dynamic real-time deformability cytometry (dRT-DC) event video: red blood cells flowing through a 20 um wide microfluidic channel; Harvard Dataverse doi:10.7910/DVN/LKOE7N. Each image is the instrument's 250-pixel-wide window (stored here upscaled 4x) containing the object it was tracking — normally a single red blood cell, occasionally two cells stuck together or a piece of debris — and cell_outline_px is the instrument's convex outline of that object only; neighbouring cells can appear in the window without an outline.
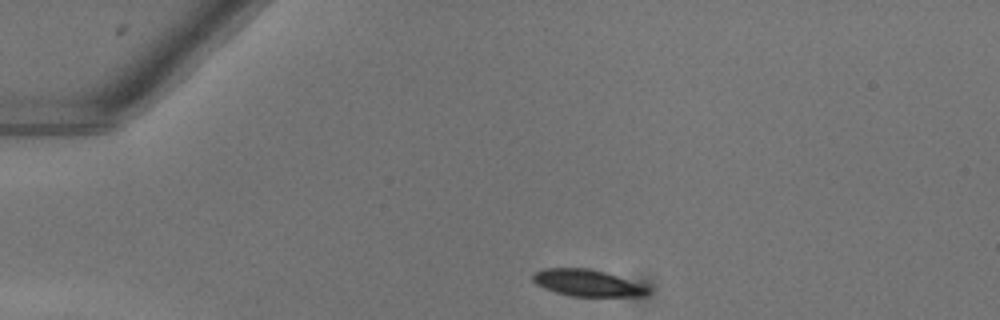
{"species": "common noctule bat (a hibernating species)", "species_latin": "Nyctalus noctula", "temperature_condition": "warm", "stored_images_in_passage": 41, "camera_frame_rate_fps": 3000, "um_per_image_px": 0.085, "animal": {"sex": "female"}, "frame": {"image": 1, "passage_image": 1, "time_ms": 0.0, "image_size_px": [1000, 320], "cell_outline_px": [[648, 292], [644, 296], [572, 296], [556, 292], [544, 288], [536, 284], [532, 280], [532, 276], [536, 272], [544, 268], [588, 268], [604, 272], [644, 284], [648, 288]], "centroid_in_image_um": [49.92, 24.05], "position_along_channel_um": 35.1, "area_um2": 17.74}}
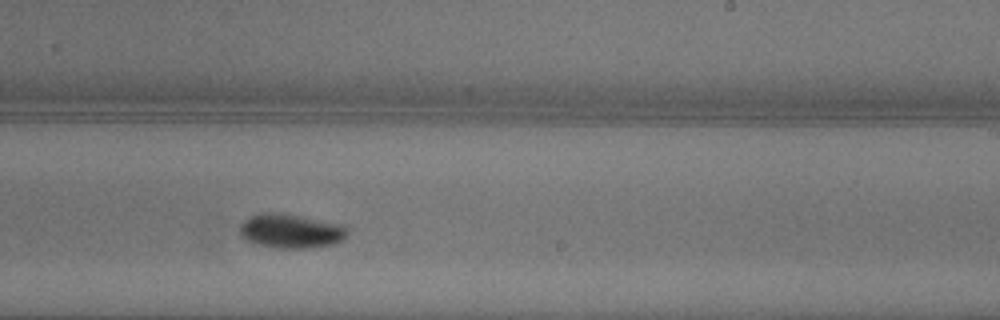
{"frame": {"image": 2, "passage_image": 22, "time_ms": 7.0, "image_size_px": [1000, 320], "cell_outline_px": [[348, 232], [344, 240], [336, 244], [312, 248], [280, 248], [256, 244], [244, 240], [240, 236], [240, 224], [244, 220], [260, 212], [280, 212], [344, 224], [348, 228]], "centroid_in_image_um": [24.75, 19.63], "position_along_channel_um": 264.3, "area_um2": 21.96}}
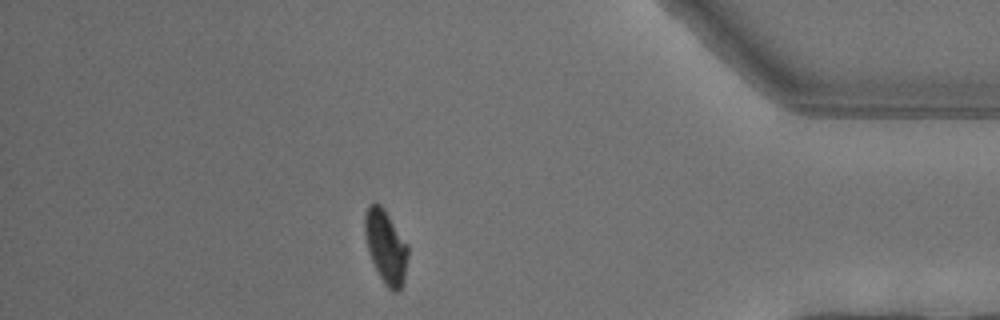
{"frame": {"image": 3, "passage_image": 35, "time_ms": 11.333, "image_size_px": [1000, 320], "cell_outline_px": [[408, 256], [404, 280], [400, 288], [396, 292], [392, 292], [384, 284], [372, 260], [368, 248], [364, 232], [364, 216], [368, 204], [376, 200], [384, 208], [408, 244]], "centroid_in_image_um": [32.79, 20.92], "position_along_channel_um": 402.4, "area_um2": 18.55}, "authors_computed_cell_mechanics": {"area_um2": 19.4786, "velocity_mm_per_s": 4.0354, "shape_relaxation_time_tau1_ms": 2.3526, "shape_relaxation_time_tau2_ms": null, "deformation_change_tau1": 0.149, "deformation_change_tau2": null}}